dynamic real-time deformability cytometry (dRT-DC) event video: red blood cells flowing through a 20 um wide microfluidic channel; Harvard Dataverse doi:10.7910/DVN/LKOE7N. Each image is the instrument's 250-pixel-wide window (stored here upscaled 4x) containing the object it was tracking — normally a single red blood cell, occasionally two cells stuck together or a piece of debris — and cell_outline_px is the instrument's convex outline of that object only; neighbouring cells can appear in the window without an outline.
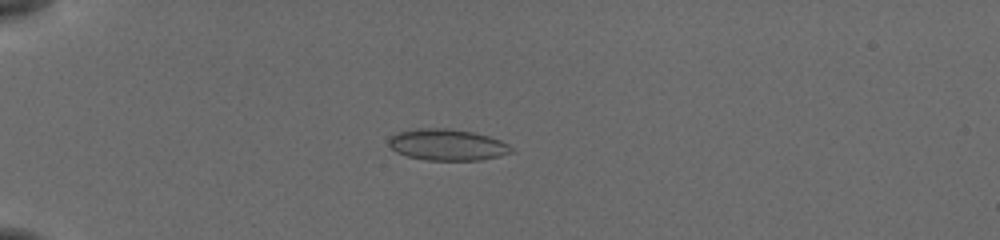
{"species": "common noctule bat (a hibernating species)", "species_latin": "Nyctalus noctula", "temperature_condition": "cold", "stored_images_in_passage": 48, "camera_frame_rate_fps": 3000, "um_per_image_px": 0.085, "animal": {"sex": "female", "body_mass_g": 19.5, "forearm_length_mm": 54.1}, "frame": {"image": 1, "passage_image": 9, "time_ms": 2.667, "image_size_px": [1000, 240], "cell_outline_px": [[512, 152], [500, 156], [480, 160], [428, 160], [408, 156], [396, 152], [388, 144], [388, 140], [392, 136], [400, 132], [420, 128], [448, 128], [472, 132], [488, 136], [500, 140], [508, 144], [512, 148]], "centroid_in_image_um": [38.03, 12.31], "position_along_channel_um": 47.0, "area_um2": 22.2}}
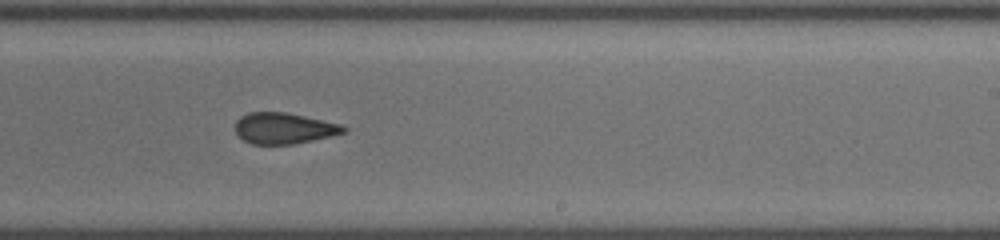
{"frame": {"image": 2, "passage_image": 29, "time_ms": 9.333, "image_size_px": [1000, 240], "cell_outline_px": [[348, 132], [332, 136], [292, 144], [252, 144], [244, 140], [236, 132], [236, 120], [240, 116], [248, 112], [284, 112], [344, 124], [348, 128]], "centroid_in_image_um": [24.18, 10.9], "position_along_channel_um": 264.8, "area_um2": 19.71}}
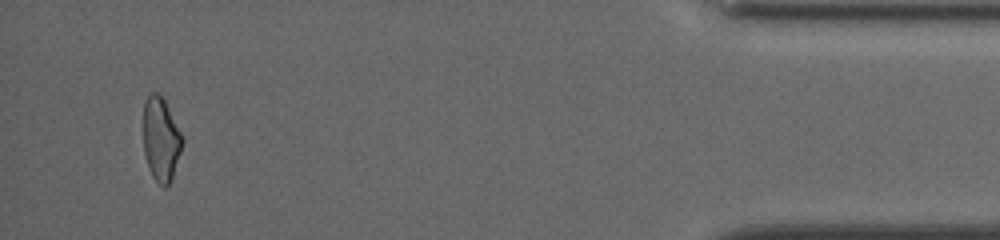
{"frame": {"image": 3, "passage_image": 46, "time_ms": 15.0, "image_size_px": [1000, 240], "cell_outline_px": [[184, 140], [172, 180], [164, 188], [152, 176], [148, 168], [144, 152], [144, 100], [152, 92], [160, 92], [184, 136]], "centroid_in_image_um": [13.7, 11.82], "position_along_channel_um": 421.5, "area_um2": 19.25}, "authors_computed_cell_mechanics": {"area_um2": 20.3167, "velocity_mm_per_s": 3.8254, "shape_relaxation_time_tau1_ms": 8.458, "shape_relaxation_time_tau2_ms": 2.2279, "deformation_change_tau1": 0.1514, "deformation_change_tau2": 0.0873}}